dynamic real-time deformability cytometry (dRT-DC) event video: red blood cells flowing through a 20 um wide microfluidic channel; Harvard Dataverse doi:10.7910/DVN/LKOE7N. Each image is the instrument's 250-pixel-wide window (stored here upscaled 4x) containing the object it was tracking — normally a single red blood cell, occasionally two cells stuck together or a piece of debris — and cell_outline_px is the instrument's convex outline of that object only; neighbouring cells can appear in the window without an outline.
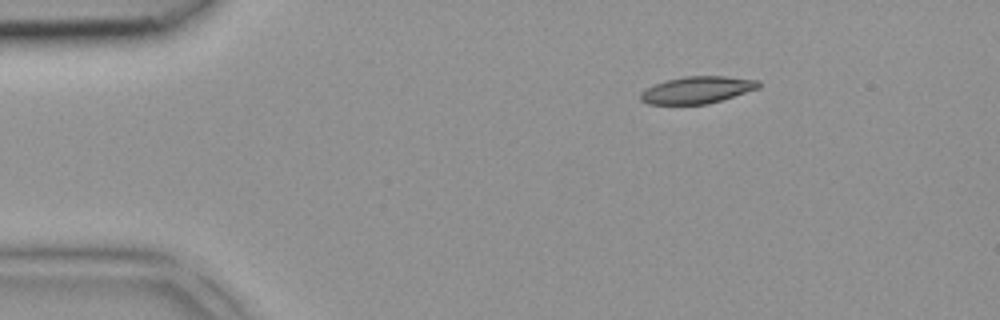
{"species": "common noctule bat (a hibernating species)", "species_latin": "Nyctalus noctula", "temperature_condition": "room temperature", "stored_images_in_passage": 4, "camera_frame_rate_fps": 3000, "um_per_image_px": 0.085, "animal": {"sex": "female", "body_mass_g": 18.4}, "frame": {"image": 1, "passage_image": 2, "time_ms": 0.333, "image_size_px": [1000, 320], "cell_outline_px": [[760, 88], [708, 104], [648, 104], [640, 100], [640, 92], [644, 88], [668, 80], [684, 76], [724, 76], [760, 80]], "centroid_in_image_um": [59.26, 7.64], "position_along_channel_um": 25.7, "area_um2": 18.61}}
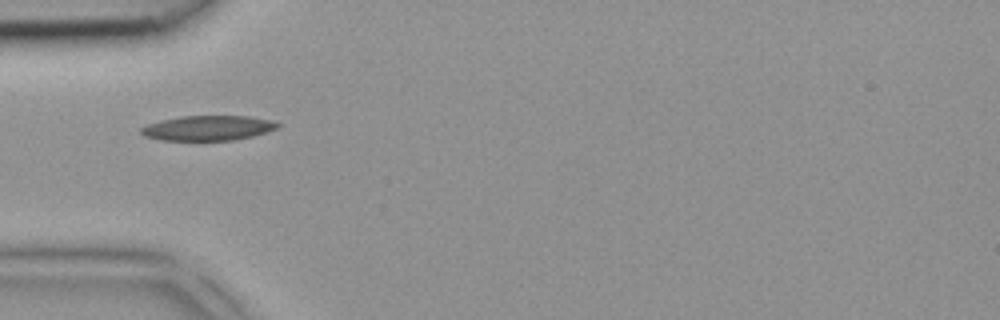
{"frame": {"image": 2, "passage_image": 4, "time_ms": 1.0, "image_size_px": [1000, 320], "cell_outline_px": [[280, 124], [276, 128], [252, 136], [232, 140], [160, 140], [144, 136], [140, 132], [140, 128], [148, 124], [160, 120], [180, 116], [248, 116], [268, 120]], "centroid_in_image_um": [17.6, 10.88], "position_along_channel_um": 67.4, "area_um2": 19.59}}